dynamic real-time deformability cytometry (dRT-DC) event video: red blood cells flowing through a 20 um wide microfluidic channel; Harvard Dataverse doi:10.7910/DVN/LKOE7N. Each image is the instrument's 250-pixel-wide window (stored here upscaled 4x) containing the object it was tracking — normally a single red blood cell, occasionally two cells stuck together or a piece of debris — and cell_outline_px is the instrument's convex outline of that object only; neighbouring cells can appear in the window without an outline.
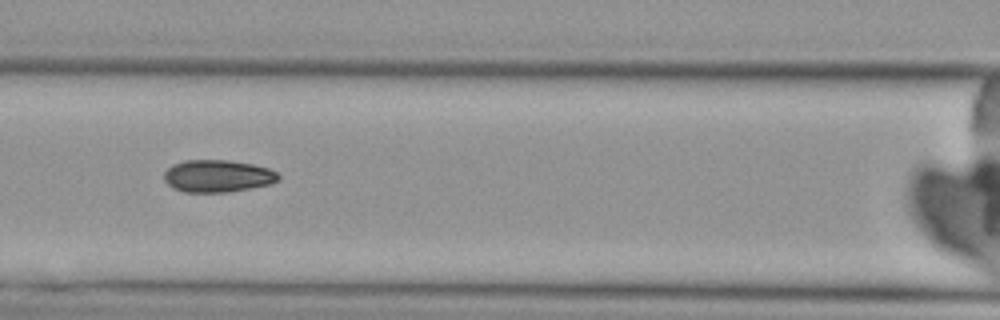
{"species": "Egyptian fruit bat (a non-hibernating species)", "species_latin": "Rousettus aegyptiacus", "temperature_condition": "cold", "stored_images_in_passage": 7, "camera_frame_rate_fps": 3000, "um_per_image_px": 0.085, "animal": {"sex": "female"}, "frame": {"image": 1, "passage_image": 6, "time_ms": 5.667, "image_size_px": [1000, 320], "cell_outline_px": [[280, 180], [272, 184], [228, 192], [184, 192], [172, 188], [164, 180], [164, 172], [172, 164], [184, 160], [228, 160], [252, 164], [268, 168], [276, 172], [280, 176]], "centroid_in_image_um": [18.49, 14.96], "position_along_channel_um": 148.1, "area_um2": 21.68}}
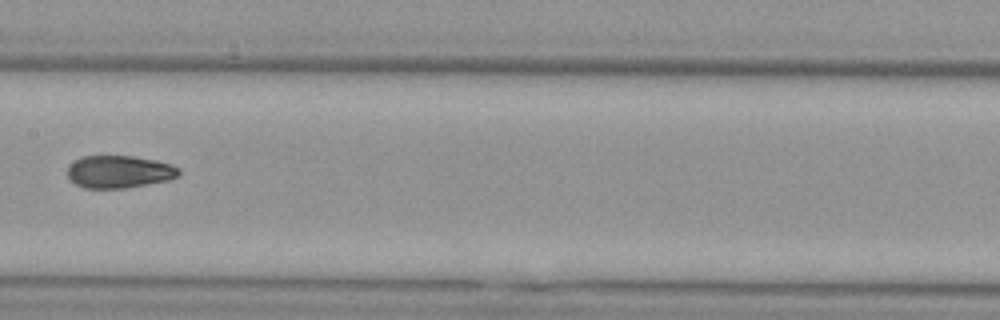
{"frame": {"image": 2, "passage_image": 7, "time_ms": 7.0, "image_size_px": [1000, 320], "cell_outline_px": [[180, 176], [168, 180], [124, 188], [84, 188], [76, 184], [68, 176], [68, 168], [76, 160], [84, 156], [132, 156], [156, 160], [172, 164], [180, 168]], "centroid_in_image_um": [10.18, 14.6], "position_along_channel_um": 197.2, "area_um2": 20.98}}